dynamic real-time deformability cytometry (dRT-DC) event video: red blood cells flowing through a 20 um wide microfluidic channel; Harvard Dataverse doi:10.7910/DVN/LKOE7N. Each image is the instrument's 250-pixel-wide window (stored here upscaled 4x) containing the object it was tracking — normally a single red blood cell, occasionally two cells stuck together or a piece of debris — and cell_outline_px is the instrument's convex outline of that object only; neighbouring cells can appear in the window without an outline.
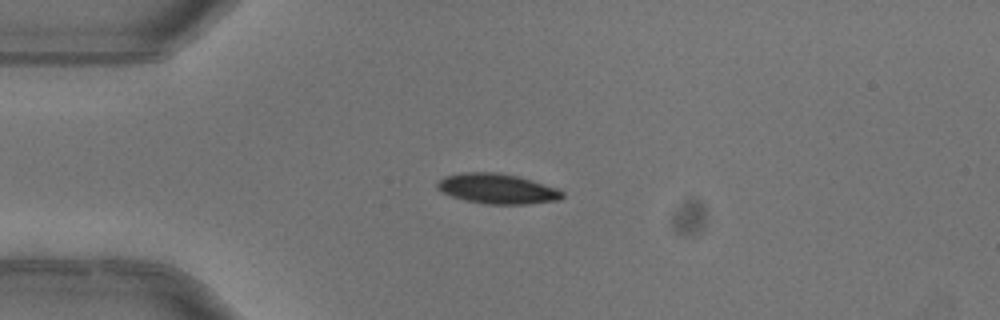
{"species": "common noctule bat (a hibernating species)", "species_latin": "Nyctalus noctula", "temperature_condition": "warm", "stored_images_in_passage": 2, "camera_frame_rate_fps": 3000, "um_per_image_px": 0.085, "animal": {"sex": "female"}, "frame": {"image": 1, "passage_image": 1, "time_ms": 0.0, "image_size_px": [1000, 320], "cell_outline_px": [[564, 196], [560, 200], [528, 204], [484, 204], [464, 200], [452, 196], [436, 188], [436, 184], [444, 176], [464, 172], [496, 172], [520, 176], [556, 188], [564, 192]], "centroid_in_image_um": [42.28, 16.04], "position_along_channel_um": 42.7, "area_um2": 22.02}}